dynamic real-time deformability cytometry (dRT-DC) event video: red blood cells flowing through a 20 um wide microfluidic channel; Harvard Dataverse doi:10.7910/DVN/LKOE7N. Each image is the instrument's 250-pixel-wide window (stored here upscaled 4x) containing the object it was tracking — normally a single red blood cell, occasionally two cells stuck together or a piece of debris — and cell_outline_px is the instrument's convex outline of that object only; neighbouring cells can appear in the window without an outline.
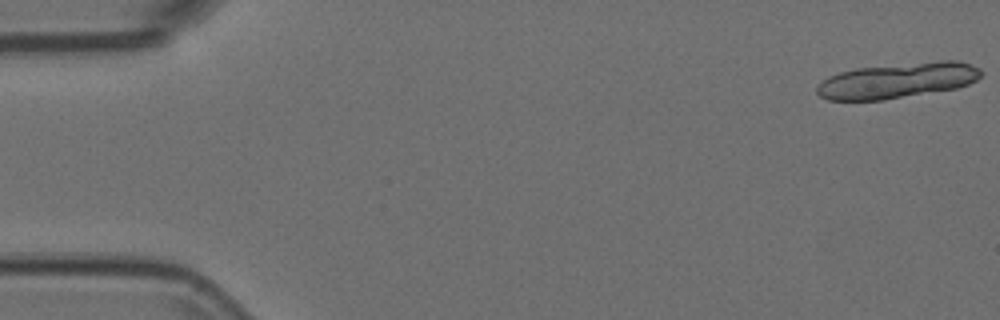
{"species": "Egyptian fruit bat (a non-hibernating species)", "species_latin": "Rousettus aegyptiacus", "temperature_condition": "room temperature", "stored_images_in_passage": 19, "camera_frame_rate_fps": 3000, "um_per_image_px": 0.085, "animal": {"sex": "female"}, "frame": {"image": 1, "passage_image": 1, "time_ms": 0.0, "image_size_px": [1000, 320], "cell_outline_px": [[984, 72], [976, 80], [968, 84], [956, 88], [884, 100], [828, 100], [820, 96], [816, 92], [816, 84], [828, 76], [840, 72], [856, 68], [944, 60], [956, 60], [980, 68]], "centroid_in_image_um": [76.25, 6.84], "position_along_channel_um": 8.7, "area_um2": 33.87}}